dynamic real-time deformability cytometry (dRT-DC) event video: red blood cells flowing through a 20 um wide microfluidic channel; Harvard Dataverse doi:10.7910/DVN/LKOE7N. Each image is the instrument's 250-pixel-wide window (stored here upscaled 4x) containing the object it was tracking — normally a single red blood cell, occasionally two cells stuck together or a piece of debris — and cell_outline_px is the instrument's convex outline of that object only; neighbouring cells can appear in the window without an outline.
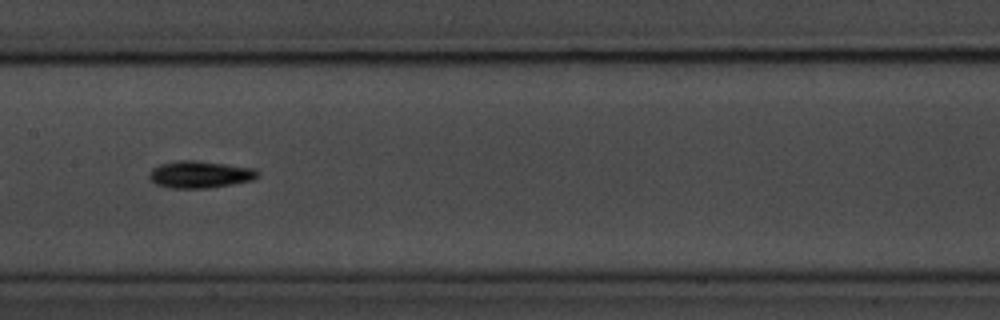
{"species": "common noctule bat (a hibernating species)", "species_latin": "Nyctalus noctula", "temperature_condition": "room temperature", "stored_images_in_passage": 40, "camera_frame_rate_fps": 3000, "um_per_image_px": 0.085, "animal": {"sex": "male", "body_mass_g": 20.1, "forearm_length_mm": 53.5}, "frame": {"image": 1, "passage_image": 12, "time_ms": 3.667, "image_size_px": [1000, 320], "cell_outline_px": [[260, 172], [252, 180], [232, 184], [208, 188], [172, 188], [156, 184], [148, 180], [148, 176], [152, 168], [160, 164], [176, 160], [196, 160], [252, 168]], "centroid_in_image_um": [16.93, 14.82], "position_along_channel_um": 190.5, "area_um2": 17.05}}
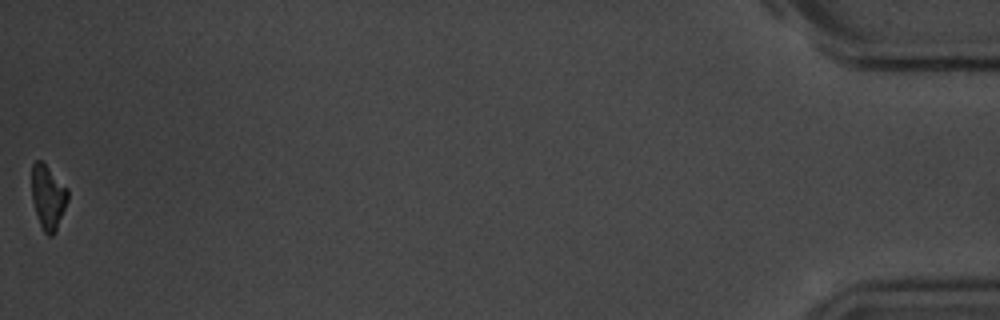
{"frame": {"image": 2, "passage_image": 40, "time_ms": 13.0, "image_size_px": [1000, 320], "cell_outline_px": [[68, 200], [56, 232], [52, 236], [48, 236], [44, 232], [40, 224], [32, 200], [32, 164], [36, 160], [40, 160], [68, 188]], "centroid_in_image_um": [4.09, 16.78], "position_along_channel_um": 431.1, "area_um2": 13.41}, "authors_computed_cell_mechanics": {"area_um2": 15.2014, "velocity_mm_per_s": 3.6383, "shape_relaxation_time_tau1_ms": 1.9208, "shape_relaxation_time_tau2_ms": null, "deformation_change_tau1": 0.1299, "deformation_change_tau2": null}}